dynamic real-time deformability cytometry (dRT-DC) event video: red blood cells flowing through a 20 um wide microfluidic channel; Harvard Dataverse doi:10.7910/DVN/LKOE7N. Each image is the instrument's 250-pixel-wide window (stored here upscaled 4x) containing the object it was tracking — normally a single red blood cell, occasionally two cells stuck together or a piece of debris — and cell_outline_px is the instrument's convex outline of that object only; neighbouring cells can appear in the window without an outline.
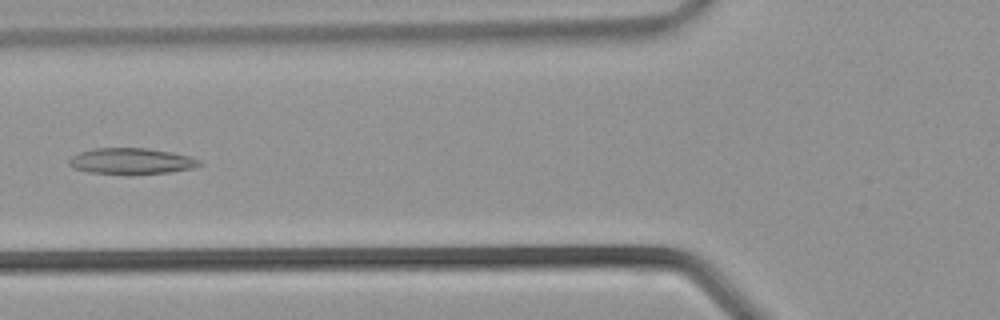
{"species": "common noctule bat (a hibernating species)", "species_latin": "Nyctalus noctula", "temperature_condition": "warm", "stored_images_in_passage": 27, "camera_frame_rate_fps": 3000, "um_per_image_px": 0.085, "animal": {"sex": "male", "body_mass_g": 21.5, "forearm_length_mm": 52.0}, "frame": {"image": 1, "passage_image": 11, "time_ms": 3.333, "image_size_px": [1000, 320], "cell_outline_px": [[204, 164], [196, 168], [168, 172], [128, 176], [88, 172], [72, 168], [68, 164], [68, 160], [72, 156], [80, 152], [92, 148], [148, 148], [172, 152], [188, 156], [200, 160]], "centroid_in_image_um": [11.16, 13.72], "position_along_channel_um": 114.6, "area_um2": 20.46}}
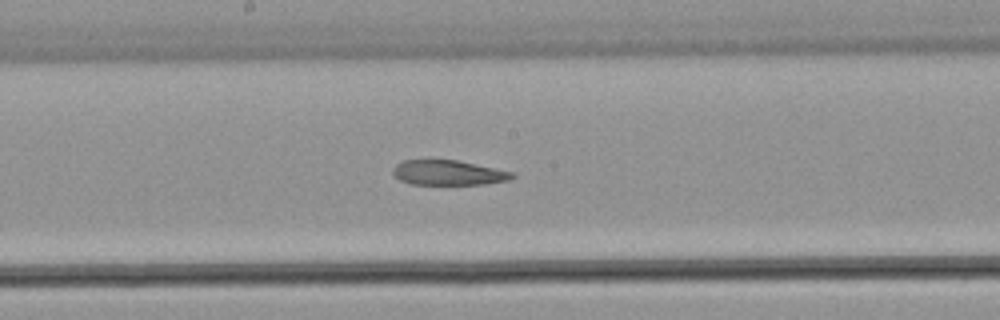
{"frame": {"image": 2, "passage_image": 16, "time_ms": 5.0, "image_size_px": [1000, 320], "cell_outline_px": [[516, 176], [512, 180], [484, 184], [408, 184], [400, 180], [392, 172], [392, 168], [396, 164], [404, 160], [456, 160], [512, 172]], "centroid_in_image_um": [38.1, 14.69], "position_along_channel_um": 210.1, "area_um2": 17.22}}
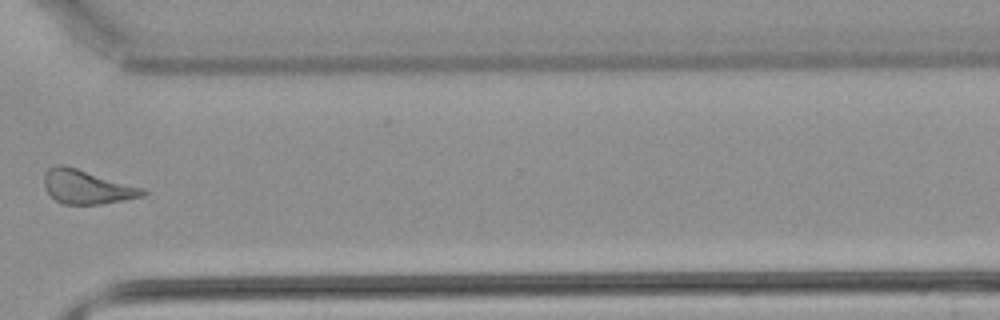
{"frame": {"image": 3, "passage_image": 24, "time_ms": 7.667, "image_size_px": [1000, 320], "cell_outline_px": [[148, 192], [144, 196], [124, 200], [100, 204], [64, 204], [56, 200], [48, 192], [44, 184], [44, 176], [48, 168], [56, 164], [64, 164], [144, 188]], "centroid_in_image_um": [7.39, 15.88], "position_along_channel_um": 363.2, "area_um2": 19.48}}